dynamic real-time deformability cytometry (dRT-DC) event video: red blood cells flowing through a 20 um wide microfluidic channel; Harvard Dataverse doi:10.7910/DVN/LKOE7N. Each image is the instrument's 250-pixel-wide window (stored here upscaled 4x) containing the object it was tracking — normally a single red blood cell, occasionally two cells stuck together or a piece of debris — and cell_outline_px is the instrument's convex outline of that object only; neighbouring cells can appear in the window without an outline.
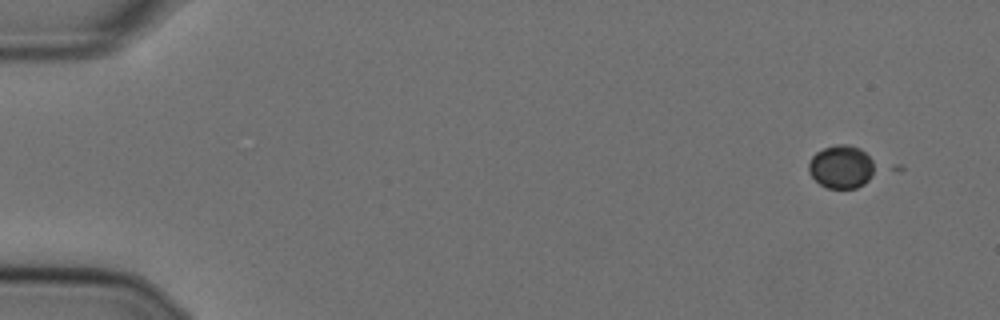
{"species": "Egyptian fruit bat (a non-hibernating species)", "species_latin": "Rousettus aegyptiacus", "temperature_condition": "cold", "stored_images_in_passage": 9, "camera_frame_rate_fps": 3000, "um_per_image_px": 0.085, "animal": {"sex": "female"}, "frame": {"image": 1, "passage_image": 1, "time_ms": 0.0, "image_size_px": [1000, 320], "cell_outline_px": [[880, 168], [864, 184], [856, 188], [828, 188], [820, 184], [808, 172], [808, 164], [812, 156], [816, 152], [824, 148], [836, 144], [848, 144], [860, 148]], "centroid_in_image_um": [71.55, 14.18], "position_along_channel_um": 13.4, "area_um2": 16.94}}